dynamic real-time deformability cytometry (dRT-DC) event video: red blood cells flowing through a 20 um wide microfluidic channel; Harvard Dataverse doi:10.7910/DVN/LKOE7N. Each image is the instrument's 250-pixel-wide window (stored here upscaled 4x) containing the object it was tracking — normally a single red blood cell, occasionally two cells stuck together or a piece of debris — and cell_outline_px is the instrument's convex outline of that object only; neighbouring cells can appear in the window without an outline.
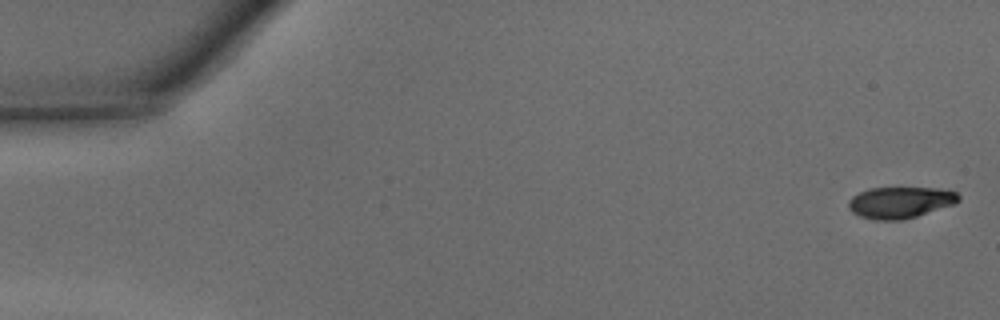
{"species": "common noctule bat (a hibernating species)", "species_latin": "Nyctalus noctula", "temperature_condition": "warm", "stored_images_in_passage": 7, "camera_frame_rate_fps": 3000, "um_per_image_px": 0.085, "animal": {"sex": "male", "body_mass_g": 15.6}, "frame": {"image": 1, "passage_image": 1, "time_ms": 0.0, "image_size_px": [1000, 320], "cell_outline_px": [[960, 200], [956, 204], [916, 216], [900, 220], [876, 220], [860, 216], [852, 212], [848, 208], [848, 200], [852, 196], [868, 188], [940, 188], [956, 192], [960, 196]], "centroid_in_image_um": [76.52, 17.2], "position_along_channel_um": 8.5, "area_um2": 20.23}}